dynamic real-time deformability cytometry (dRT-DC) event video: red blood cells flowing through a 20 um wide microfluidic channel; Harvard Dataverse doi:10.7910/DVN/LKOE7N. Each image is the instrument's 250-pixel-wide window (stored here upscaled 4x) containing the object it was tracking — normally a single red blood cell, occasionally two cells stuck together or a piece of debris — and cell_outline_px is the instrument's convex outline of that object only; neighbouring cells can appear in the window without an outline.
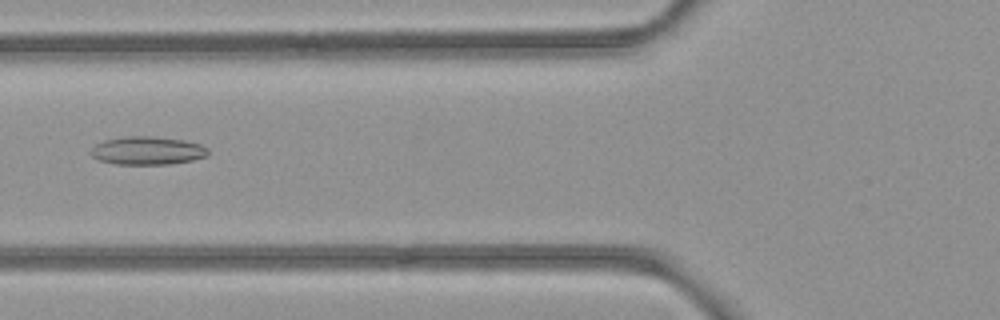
{"species": "common noctule bat (a hibernating species)", "species_latin": "Nyctalus noctula", "temperature_condition": "room temperature", "stored_images_in_passage": 5, "camera_frame_rate_fps": 3000, "um_per_image_px": 0.085, "animal": {"sex": "female", "body_mass_g": 21.9}, "frame": {"image": 1, "passage_image": 5, "time_ms": 1.333, "image_size_px": [1000, 320], "cell_outline_px": [[208, 156], [192, 160], [168, 164], [116, 164], [100, 160], [92, 156], [88, 152], [96, 144], [104, 140], [124, 136], [152, 136], [184, 140], [200, 144], [208, 148]], "centroid_in_image_um": [12.52, 12.79], "position_along_channel_um": 113.3, "area_um2": 19.31}}